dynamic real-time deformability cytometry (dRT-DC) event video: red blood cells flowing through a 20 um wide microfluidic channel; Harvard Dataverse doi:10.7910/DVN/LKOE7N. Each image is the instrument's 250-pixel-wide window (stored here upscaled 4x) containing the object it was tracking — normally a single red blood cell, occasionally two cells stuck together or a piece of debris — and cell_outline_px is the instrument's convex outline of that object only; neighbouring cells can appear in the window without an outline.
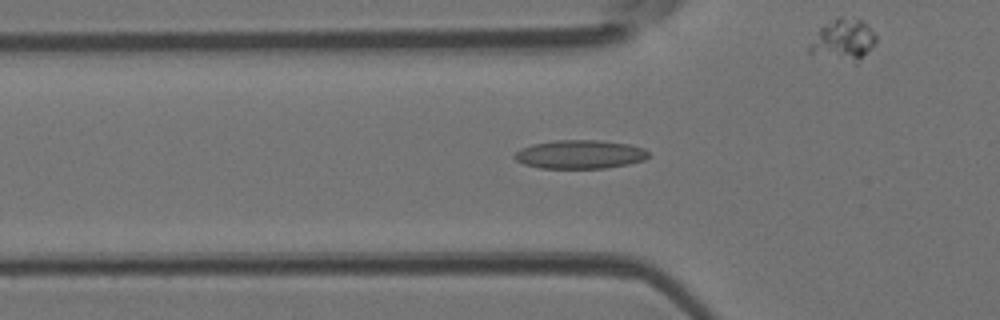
{"species": "Egyptian fruit bat (a non-hibernating species)", "species_latin": "Rousettus aegyptiacus", "temperature_condition": "room temperature", "stored_images_in_passage": 32, "camera_frame_rate_fps": 3000, "um_per_image_px": 0.085, "animal": {"sex": "female"}, "frame": {"image": 1, "passage_image": 5, "time_ms": 1.333, "image_size_px": [1000, 320], "cell_outline_px": [[648, 156], [644, 160], [628, 164], [604, 168], [540, 168], [524, 164], [516, 160], [512, 156], [520, 148], [532, 144], [556, 140], [600, 140], [628, 144], [644, 148], [648, 152]], "centroid_in_image_um": [49.27, 13.12], "position_along_channel_um": 76.5, "area_um2": 22.37}}
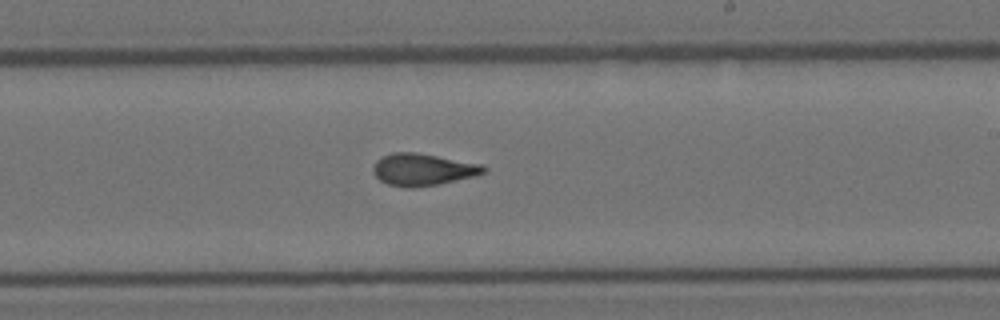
{"frame": {"image": 2, "passage_image": 17, "time_ms": 5.333, "image_size_px": [1000, 320], "cell_outline_px": [[488, 168], [484, 172], [472, 176], [440, 184], [412, 188], [404, 188], [388, 184], [380, 180], [372, 172], [372, 168], [376, 160], [380, 156], [392, 152], [416, 152], [484, 164]], "centroid_in_image_um": [35.91, 14.4], "position_along_channel_um": 253.1, "area_um2": 20.87}}
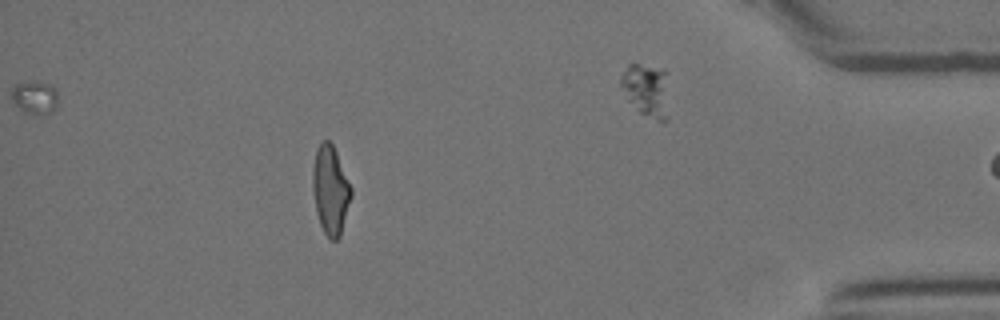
{"frame": {"image": 3, "passage_image": 31, "time_ms": 10.0, "image_size_px": [1000, 320], "cell_outline_px": [[352, 196], [340, 236], [336, 240], [332, 240], [324, 232], [320, 224], [316, 212], [312, 192], [312, 172], [316, 148], [324, 140], [328, 140], [332, 144], [336, 152], [352, 188]], "centroid_in_image_um": [28.08, 16.16], "position_along_channel_um": 407.1, "area_um2": 19.88}}